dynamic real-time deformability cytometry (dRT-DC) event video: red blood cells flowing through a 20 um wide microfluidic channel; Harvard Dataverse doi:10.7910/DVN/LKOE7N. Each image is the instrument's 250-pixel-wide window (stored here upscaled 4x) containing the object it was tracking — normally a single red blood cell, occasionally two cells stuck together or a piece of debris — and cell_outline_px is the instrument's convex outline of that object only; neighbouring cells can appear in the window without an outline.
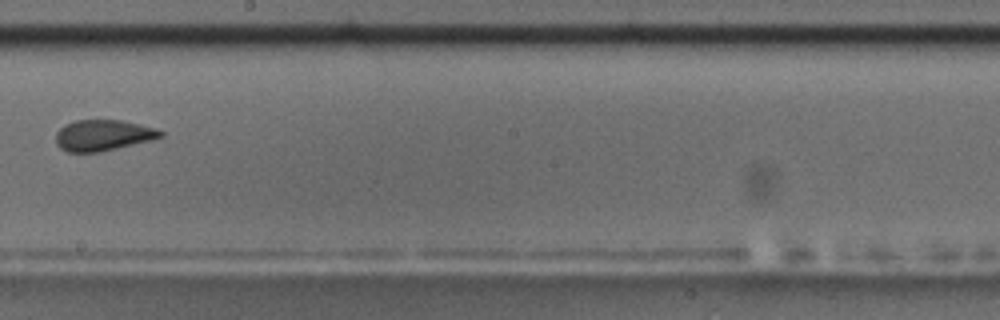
{"species": "common noctule bat (a hibernating species)", "species_latin": "Nyctalus noctula", "temperature_condition": "room temperature", "stored_images_in_passage": 12, "camera_frame_rate_fps": 3000, "um_per_image_px": 0.085, "animal": {"sex": "male", "body_mass_g": 17.5, "forearm_length_mm": 52.3}, "frame": {"image": 1, "passage_image": 6, "time_ms": 6.0, "image_size_px": [1000, 320], "cell_outline_px": [[164, 136], [156, 140], [100, 152], [68, 152], [60, 148], [56, 144], [56, 132], [64, 124], [76, 120], [120, 120], [140, 124], [156, 128], [164, 132]], "centroid_in_image_um": [8.8, 11.5], "position_along_channel_um": 239.4, "area_um2": 19.25}, "authors_computed_cell_mechanics": {"area_um2": 19.3919, "velocity_mm_per_s": 3.5012, "shape_relaxation_time_tau1_ms": null, "shape_relaxation_time_tau2_ms": 1.1926, "deformation_change_tau1": null, "deformation_change_tau2": 0.0642}}